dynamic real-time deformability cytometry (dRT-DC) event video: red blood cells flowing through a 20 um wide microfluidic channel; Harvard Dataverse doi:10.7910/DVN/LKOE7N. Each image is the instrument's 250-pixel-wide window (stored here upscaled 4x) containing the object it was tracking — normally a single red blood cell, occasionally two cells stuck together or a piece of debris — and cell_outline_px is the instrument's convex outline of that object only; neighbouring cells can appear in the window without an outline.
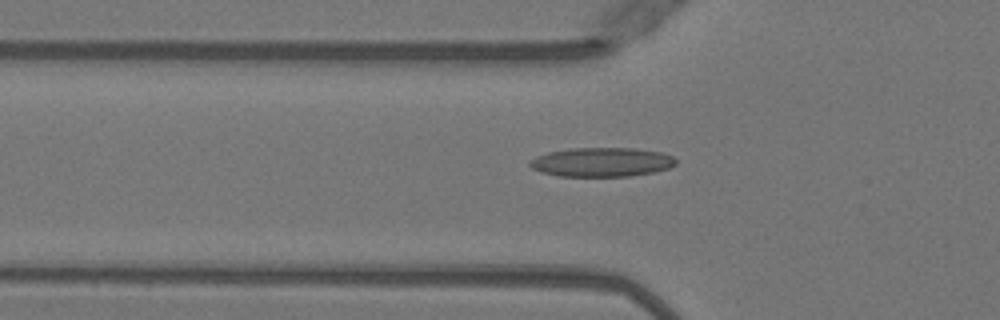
{"species": "Egyptian fruit bat (a non-hibernating species)", "species_latin": "Rousettus aegyptiacus", "temperature_condition": "warm", "stored_images_in_passage": 18, "camera_frame_rate_fps": 3000, "um_per_image_px": 0.085, "animal": {"sex": "female"}, "frame": {"image": 1, "passage_image": 18, "time_ms": 5.667, "image_size_px": [1000, 320], "cell_outline_px": [[676, 164], [668, 168], [652, 172], [628, 176], [560, 176], [544, 172], [532, 168], [528, 164], [528, 160], [536, 156], [548, 152], [572, 148], [632, 148], [660, 152], [672, 156], [676, 160]], "centroid_in_image_um": [51.12, 13.77], "position_along_channel_um": 74.7, "area_um2": 24.62}}